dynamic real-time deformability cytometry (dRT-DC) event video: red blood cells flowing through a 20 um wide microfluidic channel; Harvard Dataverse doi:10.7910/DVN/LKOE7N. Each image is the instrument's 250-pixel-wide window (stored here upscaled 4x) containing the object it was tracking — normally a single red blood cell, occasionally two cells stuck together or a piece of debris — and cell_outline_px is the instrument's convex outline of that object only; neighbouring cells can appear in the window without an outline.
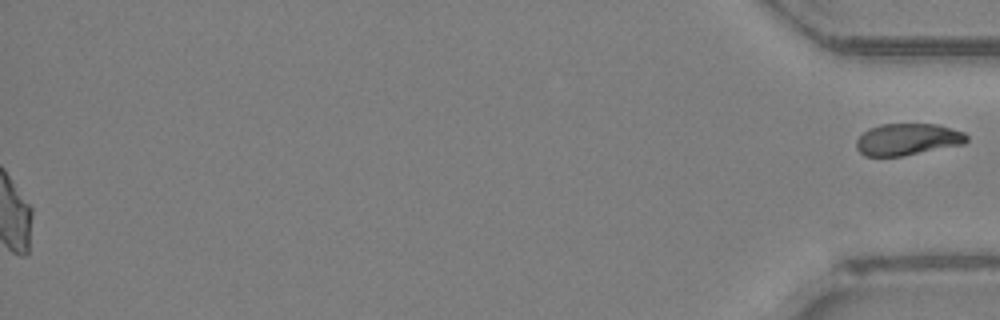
{"species": "Egyptian fruit bat (a non-hibernating species)", "species_latin": "Rousettus aegyptiacus", "temperature_condition": "room temperature", "stored_images_in_passage": 44, "segment_of_instrument_passage": [2, 2], "camera_frame_rate_fps": 3000, "um_per_image_px": 0.085, "animal": {"sex": "female"}, "frame": {"image": 1, "passage_image": 44, "time_ms": 14.333, "image_size_px": [1000, 320], "cell_outline_px": [[968, 140], [964, 144], [904, 156], [864, 156], [856, 148], [856, 140], [868, 128], [880, 124], [936, 124], [964, 132], [968, 136]], "centroid_in_image_um": [77.14, 11.85], "position_along_channel_um": 358.1, "area_um2": 20.52}}